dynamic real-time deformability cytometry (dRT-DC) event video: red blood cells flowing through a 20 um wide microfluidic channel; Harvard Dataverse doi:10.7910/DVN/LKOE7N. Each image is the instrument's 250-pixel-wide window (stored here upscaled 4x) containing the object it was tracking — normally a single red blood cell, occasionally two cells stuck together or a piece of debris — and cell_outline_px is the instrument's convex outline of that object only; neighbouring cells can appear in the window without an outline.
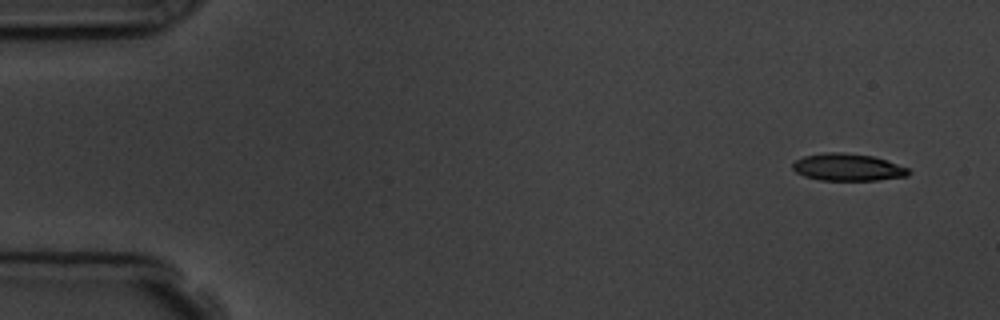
{"species": "common noctule bat (a hibernating species)", "species_latin": "Nyctalus noctula", "temperature_condition": "room temperature", "stored_images_in_passage": 10, "camera_frame_rate_fps": 3000, "um_per_image_px": 0.085, "animal": {"sex": "male", "body_mass_g": 19.5, "forearm_length_mm": 54.6}, "frame": {"image": 1, "passage_image": 1, "time_ms": 0.0, "image_size_px": [1000, 320], "cell_outline_px": [[912, 172], [908, 176], [876, 180], [820, 180], [804, 176], [796, 172], [792, 168], [792, 164], [796, 160], [804, 156], [828, 152], [844, 152], [872, 156], [908, 168]], "centroid_in_image_um": [72.05, 14.22], "position_along_channel_um": 13.0, "area_um2": 18.26}}
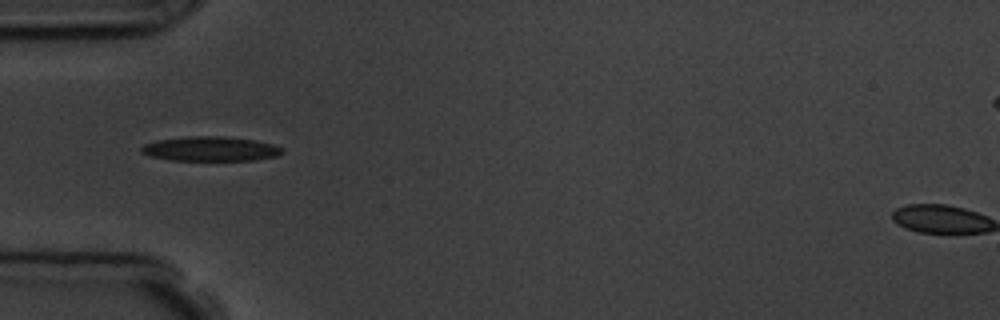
{"frame": {"image": 2, "passage_image": 5, "time_ms": 4.667, "image_size_px": [1000, 320], "cell_outline_px": [[284, 152], [280, 156], [252, 160], [172, 160], [152, 156], [140, 152], [140, 148], [144, 144], [156, 140], [188, 136], [224, 136], [252, 140], [272, 144], [284, 148]], "centroid_in_image_um": [17.91, 12.65], "position_along_channel_um": 67.1, "area_um2": 20.17}}
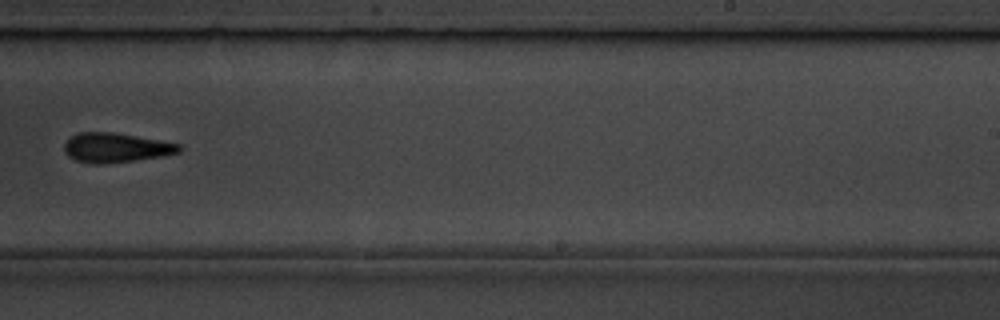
{"frame": {"image": 3, "passage_image": 10, "time_ms": 10.333, "image_size_px": [1000, 320], "cell_outline_px": [[184, 148], [180, 152], [160, 156], [104, 164], [92, 164], [76, 160], [68, 156], [64, 152], [64, 144], [76, 132], [112, 132], [160, 140], [180, 144]], "centroid_in_image_um": [9.83, 12.55], "position_along_channel_um": 279.2, "area_um2": 19.65}}